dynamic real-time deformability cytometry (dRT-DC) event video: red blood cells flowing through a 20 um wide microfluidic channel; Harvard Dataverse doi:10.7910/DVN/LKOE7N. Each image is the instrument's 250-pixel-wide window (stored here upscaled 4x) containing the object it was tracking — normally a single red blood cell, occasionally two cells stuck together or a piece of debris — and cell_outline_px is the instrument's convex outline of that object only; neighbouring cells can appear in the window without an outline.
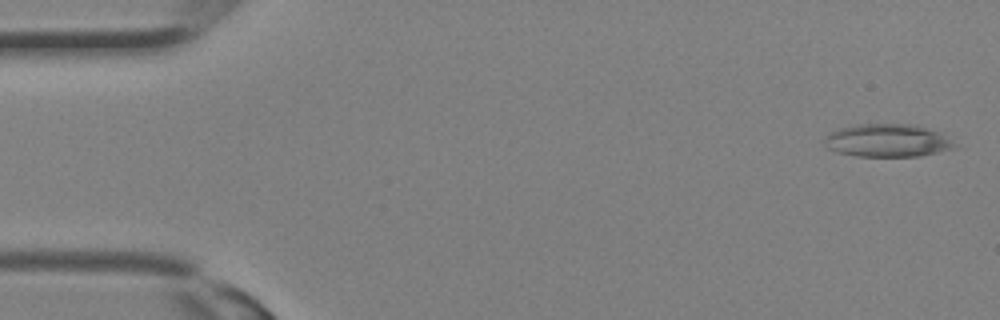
{"species": "Egyptian fruit bat (a non-hibernating species)", "species_latin": "Rousettus aegyptiacus", "temperature_condition": "room temperature", "stored_images_in_passage": 23, "camera_frame_rate_fps": 3000, "um_per_image_px": 0.085, "animal": {"sex": "female"}, "frame": {"image": 1, "passage_image": 1, "time_ms": 0.0, "image_size_px": [1000, 320], "cell_outline_px": [[956, 148], [920, 156], [856, 156], [840, 152], [828, 148], [824, 144], [824, 136], [828, 132], [852, 124], [920, 124], [940, 132], [956, 144]], "centroid_in_image_um": [75.44, 11.92], "position_along_channel_um": 9.6, "area_um2": 25.26}}
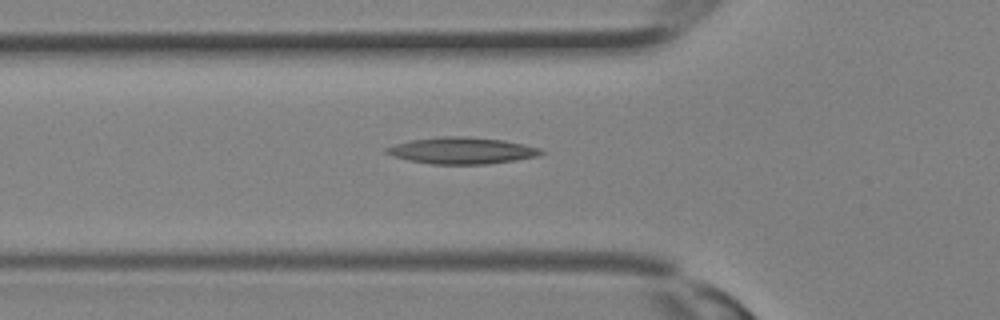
{"frame": {"image": 2, "passage_image": 11, "time_ms": 3.333, "image_size_px": [1000, 320], "cell_outline_px": [[544, 152], [540, 156], [516, 160], [484, 164], [432, 164], [408, 160], [392, 156], [384, 152], [384, 148], [396, 144], [412, 140], [440, 136], [468, 136], [504, 140], [524, 144], [540, 148]], "centroid_in_image_um": [39.26, 12.79], "position_along_channel_um": 86.5, "area_um2": 24.04}}
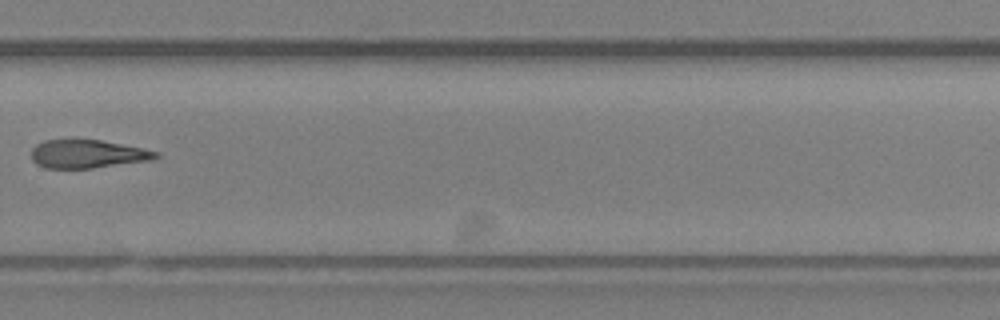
{"frame": {"image": 3, "passage_image": 22, "time_ms": 7.0, "image_size_px": [1000, 320], "cell_outline_px": [[160, 156], [152, 160], [92, 168], [44, 168], [36, 164], [32, 160], [32, 148], [36, 144], [44, 140], [100, 140], [160, 152]], "centroid_in_image_um": [7.42, 13.09], "position_along_channel_um": 322.4, "area_um2": 20.4}}